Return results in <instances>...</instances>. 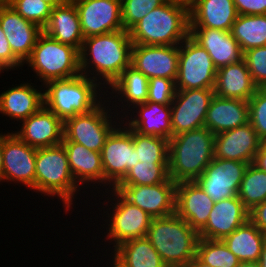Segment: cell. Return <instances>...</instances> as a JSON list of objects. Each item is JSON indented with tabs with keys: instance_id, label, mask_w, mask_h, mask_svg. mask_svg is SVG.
<instances>
[{
	"instance_id": "1",
	"label": "cell",
	"mask_w": 266,
	"mask_h": 267,
	"mask_svg": "<svg viewBox=\"0 0 266 267\" xmlns=\"http://www.w3.org/2000/svg\"><path fill=\"white\" fill-rule=\"evenodd\" d=\"M132 45L126 30L84 38L79 52L81 74L106 90L131 64Z\"/></svg>"
},
{
	"instance_id": "2",
	"label": "cell",
	"mask_w": 266,
	"mask_h": 267,
	"mask_svg": "<svg viewBox=\"0 0 266 267\" xmlns=\"http://www.w3.org/2000/svg\"><path fill=\"white\" fill-rule=\"evenodd\" d=\"M189 33V3L181 0H166L129 30L140 45H179Z\"/></svg>"
},
{
	"instance_id": "3",
	"label": "cell",
	"mask_w": 266,
	"mask_h": 267,
	"mask_svg": "<svg viewBox=\"0 0 266 267\" xmlns=\"http://www.w3.org/2000/svg\"><path fill=\"white\" fill-rule=\"evenodd\" d=\"M215 134L206 127L172 136L169 140V178L195 181L214 158Z\"/></svg>"
},
{
	"instance_id": "4",
	"label": "cell",
	"mask_w": 266,
	"mask_h": 267,
	"mask_svg": "<svg viewBox=\"0 0 266 267\" xmlns=\"http://www.w3.org/2000/svg\"><path fill=\"white\" fill-rule=\"evenodd\" d=\"M43 87L44 106L63 121L92 111L106 98L103 87L96 80L82 74L52 80Z\"/></svg>"
},
{
	"instance_id": "5",
	"label": "cell",
	"mask_w": 266,
	"mask_h": 267,
	"mask_svg": "<svg viewBox=\"0 0 266 267\" xmlns=\"http://www.w3.org/2000/svg\"><path fill=\"white\" fill-rule=\"evenodd\" d=\"M146 237L167 267H188L196 256L198 232L176 213L152 218Z\"/></svg>"
},
{
	"instance_id": "6",
	"label": "cell",
	"mask_w": 266,
	"mask_h": 267,
	"mask_svg": "<svg viewBox=\"0 0 266 267\" xmlns=\"http://www.w3.org/2000/svg\"><path fill=\"white\" fill-rule=\"evenodd\" d=\"M79 187L70 171L67 153L62 144L37 149L35 169L36 193L59 198L58 200L63 202L65 212H68L72 211L73 200L75 201L77 194L82 190Z\"/></svg>"
},
{
	"instance_id": "7",
	"label": "cell",
	"mask_w": 266,
	"mask_h": 267,
	"mask_svg": "<svg viewBox=\"0 0 266 267\" xmlns=\"http://www.w3.org/2000/svg\"><path fill=\"white\" fill-rule=\"evenodd\" d=\"M44 86L52 80L72 78L81 74L79 51L46 35L38 37L31 55L24 62Z\"/></svg>"
},
{
	"instance_id": "8",
	"label": "cell",
	"mask_w": 266,
	"mask_h": 267,
	"mask_svg": "<svg viewBox=\"0 0 266 267\" xmlns=\"http://www.w3.org/2000/svg\"><path fill=\"white\" fill-rule=\"evenodd\" d=\"M105 192H109L108 194H110L106 197L108 198L106 203L112 206H108L109 209H105L107 211L103 210L104 213L102 216V218L104 216L107 217L104 220L107 225L106 223L103 224L107 227L103 228H106L104 234L106 236L105 239L110 240L108 241L109 245L112 244L115 249L128 240L146 237L152 218L145 211L127 201L116 189L111 188ZM105 213L106 215H104Z\"/></svg>"
},
{
	"instance_id": "9",
	"label": "cell",
	"mask_w": 266,
	"mask_h": 267,
	"mask_svg": "<svg viewBox=\"0 0 266 267\" xmlns=\"http://www.w3.org/2000/svg\"><path fill=\"white\" fill-rule=\"evenodd\" d=\"M110 104L108 98H105L92 111L67 118L64 121L63 141L79 143L91 151L101 153L106 138L122 121L121 117L112 112Z\"/></svg>"
},
{
	"instance_id": "10",
	"label": "cell",
	"mask_w": 266,
	"mask_h": 267,
	"mask_svg": "<svg viewBox=\"0 0 266 267\" xmlns=\"http://www.w3.org/2000/svg\"><path fill=\"white\" fill-rule=\"evenodd\" d=\"M136 154L133 129L122 120L108 135L101 151L105 191L115 188L138 164Z\"/></svg>"
},
{
	"instance_id": "11",
	"label": "cell",
	"mask_w": 266,
	"mask_h": 267,
	"mask_svg": "<svg viewBox=\"0 0 266 267\" xmlns=\"http://www.w3.org/2000/svg\"><path fill=\"white\" fill-rule=\"evenodd\" d=\"M217 69L205 48L190 36L179 44L176 90L214 88Z\"/></svg>"
},
{
	"instance_id": "12",
	"label": "cell",
	"mask_w": 266,
	"mask_h": 267,
	"mask_svg": "<svg viewBox=\"0 0 266 267\" xmlns=\"http://www.w3.org/2000/svg\"><path fill=\"white\" fill-rule=\"evenodd\" d=\"M214 88L176 90L171 105L172 136L205 127Z\"/></svg>"
},
{
	"instance_id": "13",
	"label": "cell",
	"mask_w": 266,
	"mask_h": 267,
	"mask_svg": "<svg viewBox=\"0 0 266 267\" xmlns=\"http://www.w3.org/2000/svg\"><path fill=\"white\" fill-rule=\"evenodd\" d=\"M248 165L242 161L213 158L195 182L214 203L235 197Z\"/></svg>"
},
{
	"instance_id": "14",
	"label": "cell",
	"mask_w": 266,
	"mask_h": 267,
	"mask_svg": "<svg viewBox=\"0 0 266 267\" xmlns=\"http://www.w3.org/2000/svg\"><path fill=\"white\" fill-rule=\"evenodd\" d=\"M36 151V148L20 140L12 131L7 132L2 141L3 171L0 183H22L34 192Z\"/></svg>"
},
{
	"instance_id": "15",
	"label": "cell",
	"mask_w": 266,
	"mask_h": 267,
	"mask_svg": "<svg viewBox=\"0 0 266 267\" xmlns=\"http://www.w3.org/2000/svg\"><path fill=\"white\" fill-rule=\"evenodd\" d=\"M114 189L151 218L166 217L175 213L176 182L170 178L166 182L150 186L117 185Z\"/></svg>"
},
{
	"instance_id": "16",
	"label": "cell",
	"mask_w": 266,
	"mask_h": 267,
	"mask_svg": "<svg viewBox=\"0 0 266 267\" xmlns=\"http://www.w3.org/2000/svg\"><path fill=\"white\" fill-rule=\"evenodd\" d=\"M84 38L123 29L121 0H72Z\"/></svg>"
},
{
	"instance_id": "17",
	"label": "cell",
	"mask_w": 266,
	"mask_h": 267,
	"mask_svg": "<svg viewBox=\"0 0 266 267\" xmlns=\"http://www.w3.org/2000/svg\"><path fill=\"white\" fill-rule=\"evenodd\" d=\"M178 63L179 45H132L131 65L148 79L163 77L175 81Z\"/></svg>"
},
{
	"instance_id": "18",
	"label": "cell",
	"mask_w": 266,
	"mask_h": 267,
	"mask_svg": "<svg viewBox=\"0 0 266 267\" xmlns=\"http://www.w3.org/2000/svg\"><path fill=\"white\" fill-rule=\"evenodd\" d=\"M20 123V130L13 133L33 148L52 147L63 141L64 121L45 106Z\"/></svg>"
},
{
	"instance_id": "19",
	"label": "cell",
	"mask_w": 266,
	"mask_h": 267,
	"mask_svg": "<svg viewBox=\"0 0 266 267\" xmlns=\"http://www.w3.org/2000/svg\"><path fill=\"white\" fill-rule=\"evenodd\" d=\"M0 25L10 44L13 54L24 64L31 55L43 29L24 19L4 0H0Z\"/></svg>"
},
{
	"instance_id": "20",
	"label": "cell",
	"mask_w": 266,
	"mask_h": 267,
	"mask_svg": "<svg viewBox=\"0 0 266 267\" xmlns=\"http://www.w3.org/2000/svg\"><path fill=\"white\" fill-rule=\"evenodd\" d=\"M148 87L149 79L130 64L127 68L124 69L121 75L107 88L106 93L108 92V94H106V97L108 96L107 98L110 103L113 102L111 104L112 110L115 111L118 117L121 116L122 119L124 116H126L129 109L131 110L136 105L143 104L147 101ZM113 98L115 100L111 101ZM120 102L122 105L120 104ZM116 106L118 107V109ZM120 107L121 111L119 110Z\"/></svg>"
},
{
	"instance_id": "21",
	"label": "cell",
	"mask_w": 266,
	"mask_h": 267,
	"mask_svg": "<svg viewBox=\"0 0 266 267\" xmlns=\"http://www.w3.org/2000/svg\"><path fill=\"white\" fill-rule=\"evenodd\" d=\"M263 142L250 122L215 135L214 158L253 163Z\"/></svg>"
},
{
	"instance_id": "22",
	"label": "cell",
	"mask_w": 266,
	"mask_h": 267,
	"mask_svg": "<svg viewBox=\"0 0 266 267\" xmlns=\"http://www.w3.org/2000/svg\"><path fill=\"white\" fill-rule=\"evenodd\" d=\"M214 202L195 181L176 183L175 213L199 232L207 223Z\"/></svg>"
},
{
	"instance_id": "23",
	"label": "cell",
	"mask_w": 266,
	"mask_h": 267,
	"mask_svg": "<svg viewBox=\"0 0 266 267\" xmlns=\"http://www.w3.org/2000/svg\"><path fill=\"white\" fill-rule=\"evenodd\" d=\"M249 220V210L238 196L215 202L199 238L222 240Z\"/></svg>"
},
{
	"instance_id": "24",
	"label": "cell",
	"mask_w": 266,
	"mask_h": 267,
	"mask_svg": "<svg viewBox=\"0 0 266 267\" xmlns=\"http://www.w3.org/2000/svg\"><path fill=\"white\" fill-rule=\"evenodd\" d=\"M129 111L122 118L129 128L143 135L162 137L167 140L172 137L170 104L146 101L143 104L136 105Z\"/></svg>"
},
{
	"instance_id": "25",
	"label": "cell",
	"mask_w": 266,
	"mask_h": 267,
	"mask_svg": "<svg viewBox=\"0 0 266 267\" xmlns=\"http://www.w3.org/2000/svg\"><path fill=\"white\" fill-rule=\"evenodd\" d=\"M189 36L206 49L217 70L243 59L239 43L230 31L190 28Z\"/></svg>"
},
{
	"instance_id": "26",
	"label": "cell",
	"mask_w": 266,
	"mask_h": 267,
	"mask_svg": "<svg viewBox=\"0 0 266 267\" xmlns=\"http://www.w3.org/2000/svg\"><path fill=\"white\" fill-rule=\"evenodd\" d=\"M233 0H191L190 28H213L231 31L238 17Z\"/></svg>"
},
{
	"instance_id": "27",
	"label": "cell",
	"mask_w": 266,
	"mask_h": 267,
	"mask_svg": "<svg viewBox=\"0 0 266 267\" xmlns=\"http://www.w3.org/2000/svg\"><path fill=\"white\" fill-rule=\"evenodd\" d=\"M67 153L70 171L81 188L87 189L93 183L96 189L97 185L104 187V171L102 167L101 153L87 149L83 145L71 141H62L61 143ZM86 183V185H85ZM97 184V185H96ZM85 185V186H84ZM88 185V186H87Z\"/></svg>"
},
{
	"instance_id": "28",
	"label": "cell",
	"mask_w": 266,
	"mask_h": 267,
	"mask_svg": "<svg viewBox=\"0 0 266 267\" xmlns=\"http://www.w3.org/2000/svg\"><path fill=\"white\" fill-rule=\"evenodd\" d=\"M32 84V85H31ZM34 83L22 82L20 85L8 88L0 94V113L7 118L21 122L44 106V88ZM36 87V88H35ZM38 88V89H37ZM40 89V90H39Z\"/></svg>"
},
{
	"instance_id": "29",
	"label": "cell",
	"mask_w": 266,
	"mask_h": 267,
	"mask_svg": "<svg viewBox=\"0 0 266 267\" xmlns=\"http://www.w3.org/2000/svg\"><path fill=\"white\" fill-rule=\"evenodd\" d=\"M43 32L52 39L81 51L84 36L78 10L72 0L52 7L50 19Z\"/></svg>"
},
{
	"instance_id": "30",
	"label": "cell",
	"mask_w": 266,
	"mask_h": 267,
	"mask_svg": "<svg viewBox=\"0 0 266 267\" xmlns=\"http://www.w3.org/2000/svg\"><path fill=\"white\" fill-rule=\"evenodd\" d=\"M249 122L248 101L214 95L210 101L205 127L213 134L232 130Z\"/></svg>"
},
{
	"instance_id": "31",
	"label": "cell",
	"mask_w": 266,
	"mask_h": 267,
	"mask_svg": "<svg viewBox=\"0 0 266 267\" xmlns=\"http://www.w3.org/2000/svg\"><path fill=\"white\" fill-rule=\"evenodd\" d=\"M244 59L217 70L214 94L248 101L257 90Z\"/></svg>"
},
{
	"instance_id": "32",
	"label": "cell",
	"mask_w": 266,
	"mask_h": 267,
	"mask_svg": "<svg viewBox=\"0 0 266 267\" xmlns=\"http://www.w3.org/2000/svg\"><path fill=\"white\" fill-rule=\"evenodd\" d=\"M111 251L119 267H167L147 237L128 240Z\"/></svg>"
},
{
	"instance_id": "33",
	"label": "cell",
	"mask_w": 266,
	"mask_h": 267,
	"mask_svg": "<svg viewBox=\"0 0 266 267\" xmlns=\"http://www.w3.org/2000/svg\"><path fill=\"white\" fill-rule=\"evenodd\" d=\"M222 241L240 262H259L266 234L248 220Z\"/></svg>"
},
{
	"instance_id": "34",
	"label": "cell",
	"mask_w": 266,
	"mask_h": 267,
	"mask_svg": "<svg viewBox=\"0 0 266 267\" xmlns=\"http://www.w3.org/2000/svg\"><path fill=\"white\" fill-rule=\"evenodd\" d=\"M230 32L239 43L242 52L266 46V14L238 15Z\"/></svg>"
},
{
	"instance_id": "35",
	"label": "cell",
	"mask_w": 266,
	"mask_h": 267,
	"mask_svg": "<svg viewBox=\"0 0 266 267\" xmlns=\"http://www.w3.org/2000/svg\"><path fill=\"white\" fill-rule=\"evenodd\" d=\"M237 196L250 211L266 200V172L250 163L240 183Z\"/></svg>"
},
{
	"instance_id": "36",
	"label": "cell",
	"mask_w": 266,
	"mask_h": 267,
	"mask_svg": "<svg viewBox=\"0 0 266 267\" xmlns=\"http://www.w3.org/2000/svg\"><path fill=\"white\" fill-rule=\"evenodd\" d=\"M133 144L137 153V162L168 163L169 140L143 135L133 130Z\"/></svg>"
},
{
	"instance_id": "37",
	"label": "cell",
	"mask_w": 266,
	"mask_h": 267,
	"mask_svg": "<svg viewBox=\"0 0 266 267\" xmlns=\"http://www.w3.org/2000/svg\"><path fill=\"white\" fill-rule=\"evenodd\" d=\"M196 256L211 267H237L240 264L222 240L199 238Z\"/></svg>"
},
{
	"instance_id": "38",
	"label": "cell",
	"mask_w": 266,
	"mask_h": 267,
	"mask_svg": "<svg viewBox=\"0 0 266 267\" xmlns=\"http://www.w3.org/2000/svg\"><path fill=\"white\" fill-rule=\"evenodd\" d=\"M169 179L168 163L138 162L118 185L150 186Z\"/></svg>"
},
{
	"instance_id": "39",
	"label": "cell",
	"mask_w": 266,
	"mask_h": 267,
	"mask_svg": "<svg viewBox=\"0 0 266 267\" xmlns=\"http://www.w3.org/2000/svg\"><path fill=\"white\" fill-rule=\"evenodd\" d=\"M24 19L29 20L42 29L47 25L52 6L43 0H4Z\"/></svg>"
},
{
	"instance_id": "40",
	"label": "cell",
	"mask_w": 266,
	"mask_h": 267,
	"mask_svg": "<svg viewBox=\"0 0 266 267\" xmlns=\"http://www.w3.org/2000/svg\"><path fill=\"white\" fill-rule=\"evenodd\" d=\"M166 0H121V17L123 29L129 31L153 9Z\"/></svg>"
},
{
	"instance_id": "41",
	"label": "cell",
	"mask_w": 266,
	"mask_h": 267,
	"mask_svg": "<svg viewBox=\"0 0 266 267\" xmlns=\"http://www.w3.org/2000/svg\"><path fill=\"white\" fill-rule=\"evenodd\" d=\"M248 104L249 122L260 140L266 143V88H257L255 94L248 100Z\"/></svg>"
},
{
	"instance_id": "42",
	"label": "cell",
	"mask_w": 266,
	"mask_h": 267,
	"mask_svg": "<svg viewBox=\"0 0 266 267\" xmlns=\"http://www.w3.org/2000/svg\"><path fill=\"white\" fill-rule=\"evenodd\" d=\"M243 59L254 84L258 88H266V46L246 50Z\"/></svg>"
},
{
	"instance_id": "43",
	"label": "cell",
	"mask_w": 266,
	"mask_h": 267,
	"mask_svg": "<svg viewBox=\"0 0 266 267\" xmlns=\"http://www.w3.org/2000/svg\"><path fill=\"white\" fill-rule=\"evenodd\" d=\"M176 93L175 81L163 77L149 79L147 101L159 104H171Z\"/></svg>"
},
{
	"instance_id": "44",
	"label": "cell",
	"mask_w": 266,
	"mask_h": 267,
	"mask_svg": "<svg viewBox=\"0 0 266 267\" xmlns=\"http://www.w3.org/2000/svg\"><path fill=\"white\" fill-rule=\"evenodd\" d=\"M23 63L13 54L5 32L0 25V69L4 71L16 70L23 67Z\"/></svg>"
},
{
	"instance_id": "45",
	"label": "cell",
	"mask_w": 266,
	"mask_h": 267,
	"mask_svg": "<svg viewBox=\"0 0 266 267\" xmlns=\"http://www.w3.org/2000/svg\"><path fill=\"white\" fill-rule=\"evenodd\" d=\"M239 15L266 14V0H233Z\"/></svg>"
},
{
	"instance_id": "46",
	"label": "cell",
	"mask_w": 266,
	"mask_h": 267,
	"mask_svg": "<svg viewBox=\"0 0 266 267\" xmlns=\"http://www.w3.org/2000/svg\"><path fill=\"white\" fill-rule=\"evenodd\" d=\"M249 220L264 234H266V200L255 205L249 211Z\"/></svg>"
},
{
	"instance_id": "47",
	"label": "cell",
	"mask_w": 266,
	"mask_h": 267,
	"mask_svg": "<svg viewBox=\"0 0 266 267\" xmlns=\"http://www.w3.org/2000/svg\"><path fill=\"white\" fill-rule=\"evenodd\" d=\"M258 169L266 172V143H262L258 152L255 154L253 163Z\"/></svg>"
},
{
	"instance_id": "48",
	"label": "cell",
	"mask_w": 266,
	"mask_h": 267,
	"mask_svg": "<svg viewBox=\"0 0 266 267\" xmlns=\"http://www.w3.org/2000/svg\"><path fill=\"white\" fill-rule=\"evenodd\" d=\"M188 267H211L210 265L201 261L197 256H195L189 263Z\"/></svg>"
},
{
	"instance_id": "49",
	"label": "cell",
	"mask_w": 266,
	"mask_h": 267,
	"mask_svg": "<svg viewBox=\"0 0 266 267\" xmlns=\"http://www.w3.org/2000/svg\"><path fill=\"white\" fill-rule=\"evenodd\" d=\"M6 135H7L6 133L4 134L3 132L0 133V179L2 177V171H3L2 141Z\"/></svg>"
},
{
	"instance_id": "50",
	"label": "cell",
	"mask_w": 266,
	"mask_h": 267,
	"mask_svg": "<svg viewBox=\"0 0 266 267\" xmlns=\"http://www.w3.org/2000/svg\"><path fill=\"white\" fill-rule=\"evenodd\" d=\"M258 263L260 264V267H266V241L263 244L260 259Z\"/></svg>"
},
{
	"instance_id": "51",
	"label": "cell",
	"mask_w": 266,
	"mask_h": 267,
	"mask_svg": "<svg viewBox=\"0 0 266 267\" xmlns=\"http://www.w3.org/2000/svg\"><path fill=\"white\" fill-rule=\"evenodd\" d=\"M237 267H260L258 262H240Z\"/></svg>"
},
{
	"instance_id": "52",
	"label": "cell",
	"mask_w": 266,
	"mask_h": 267,
	"mask_svg": "<svg viewBox=\"0 0 266 267\" xmlns=\"http://www.w3.org/2000/svg\"><path fill=\"white\" fill-rule=\"evenodd\" d=\"M48 2L52 7L56 6V5H60L63 4L65 2H67L68 0H43Z\"/></svg>"
},
{
	"instance_id": "53",
	"label": "cell",
	"mask_w": 266,
	"mask_h": 267,
	"mask_svg": "<svg viewBox=\"0 0 266 267\" xmlns=\"http://www.w3.org/2000/svg\"><path fill=\"white\" fill-rule=\"evenodd\" d=\"M111 265L110 266H112V267H119L114 261L112 262V260H111Z\"/></svg>"
},
{
	"instance_id": "54",
	"label": "cell",
	"mask_w": 266,
	"mask_h": 267,
	"mask_svg": "<svg viewBox=\"0 0 266 267\" xmlns=\"http://www.w3.org/2000/svg\"><path fill=\"white\" fill-rule=\"evenodd\" d=\"M181 1H185V2L189 3L191 0H181Z\"/></svg>"
}]
</instances>
